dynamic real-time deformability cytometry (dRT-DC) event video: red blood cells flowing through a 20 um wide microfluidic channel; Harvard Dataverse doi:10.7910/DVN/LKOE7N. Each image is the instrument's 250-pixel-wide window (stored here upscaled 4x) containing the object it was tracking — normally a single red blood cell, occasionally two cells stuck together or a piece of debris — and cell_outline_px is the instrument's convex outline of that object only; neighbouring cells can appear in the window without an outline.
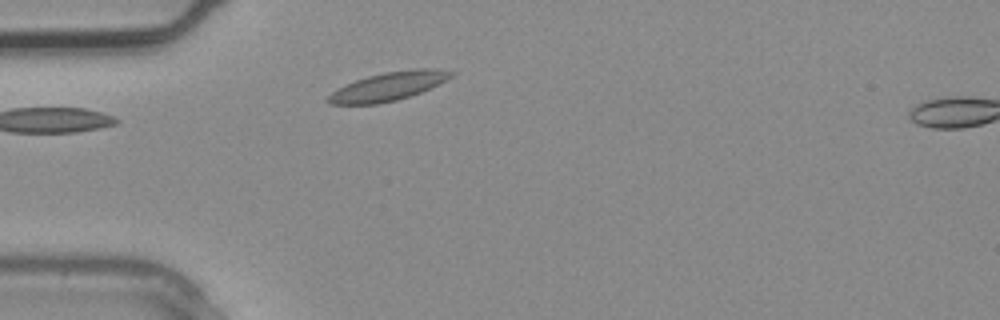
{"species": "common noctule bat (a hibernating species)", "species_latin": "Nyctalus noctula", "temperature_condition": "warm", "stored_images_in_passage": 2, "camera_frame_rate_fps": 3000, "um_per_image_px": 0.085, "animal": {"sex": "male", "body_mass_g": 20.4}, "frame": {"image": 1, "passage_image": 1, "time_ms": 0.0, "image_size_px": [1000, 320], "cell_outline_px": [[456, 72], [452, 76], [420, 92], [396, 100], [376, 104], [328, 104], [324, 100], [332, 92], [356, 80], [368, 76], [384, 72], [412, 68], [432, 68]], "centroid_in_image_um": [32.98, 7.33], "position_along_channel_um": 52.0, "area_um2": 20.06}}